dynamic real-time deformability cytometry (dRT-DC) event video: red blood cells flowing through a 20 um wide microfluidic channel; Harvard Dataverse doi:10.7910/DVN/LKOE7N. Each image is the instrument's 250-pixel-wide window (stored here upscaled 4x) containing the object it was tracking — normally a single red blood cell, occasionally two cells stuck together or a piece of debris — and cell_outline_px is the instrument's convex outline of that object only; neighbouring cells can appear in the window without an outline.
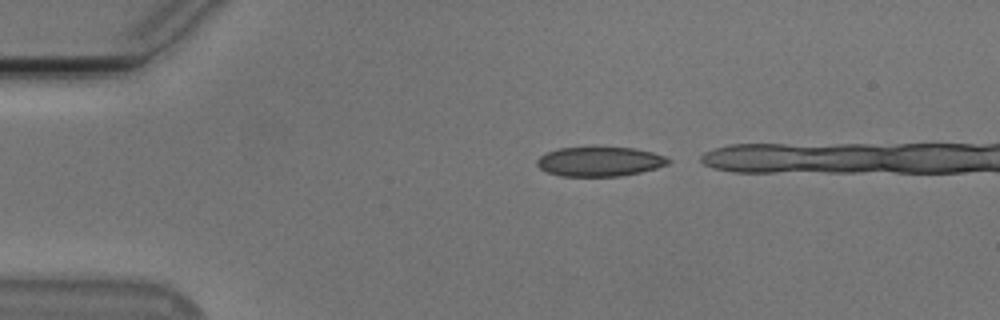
{"species": "Egyptian fruit bat (a non-hibernating species)", "species_latin": "Rousettus aegyptiacus", "temperature_condition": "cold", "stored_images_in_passage": 14, "camera_frame_rate_fps": 3000, "um_per_image_px": 0.085, "animal": {"sex": "male"}, "frame": {"image": 1, "passage_image": 1, "time_ms": 0.0, "image_size_px": [1000, 320], "cell_outline_px": [[672, 160], [668, 164], [656, 168], [640, 172], [620, 176], [560, 176], [548, 172], [540, 168], [536, 164], [536, 160], [544, 152], [560, 148], [636, 148], [652, 152], [664, 156]], "centroid_in_image_um": [50.96, 13.74], "position_along_channel_um": 34.0, "area_um2": 22.43}}
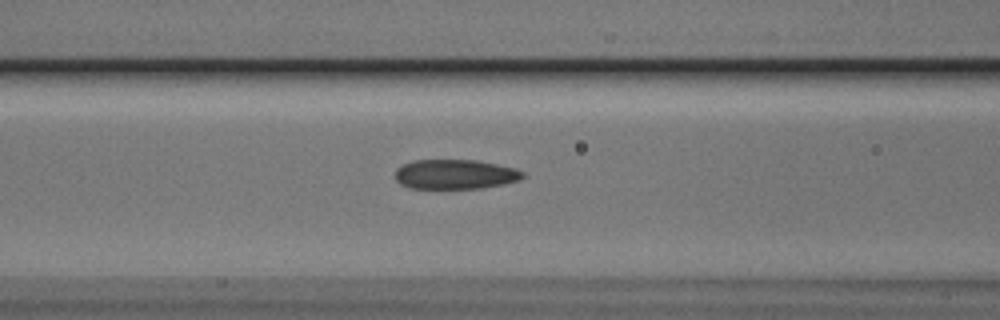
{"frame": {"image": 2, "passage_image": 12, "time_ms": 3.667, "image_size_px": [1000, 320], "cell_outline_px": [[524, 176], [520, 180], [504, 184], [480, 188], [408, 188], [400, 184], [396, 180], [396, 168], [400, 164], [412, 160], [476, 160], [516, 168], [524, 172]], "centroid_in_image_um": [38.67, 14.81], "position_along_channel_um": 127.9, "area_um2": 22.2}}